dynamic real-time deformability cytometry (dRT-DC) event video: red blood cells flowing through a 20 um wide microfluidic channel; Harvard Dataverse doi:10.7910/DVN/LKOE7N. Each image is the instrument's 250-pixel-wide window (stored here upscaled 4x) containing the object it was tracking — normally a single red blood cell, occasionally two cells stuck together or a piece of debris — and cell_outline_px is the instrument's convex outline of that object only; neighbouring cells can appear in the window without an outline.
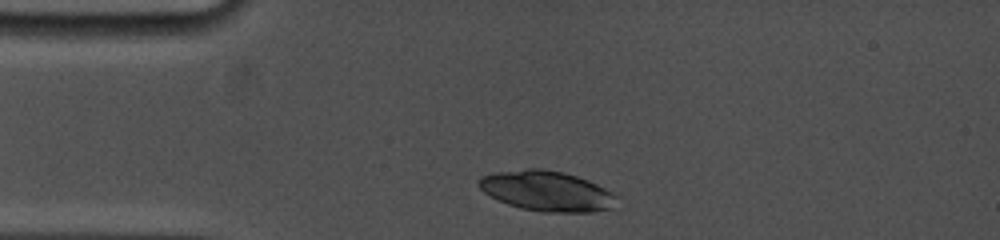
{"species": "common noctule bat (a hibernating species)", "species_latin": "Nyctalus noctula", "temperature_condition": "cold", "stored_images_in_passage": 2, "camera_frame_rate_fps": 5000, "um_per_image_px": 0.085, "animal": {"sex": "female", "body_mass_g": 19.0, "forearm_length_mm": 53.3}, "frame": {"image": 1, "passage_image": 1, "time_ms": 0.0, "image_size_px": [1000, 240], "cell_outline_px": [[620, 192], [612, 208], [592, 212], [544, 212], [520, 208], [508, 204], [484, 192], [476, 184], [476, 180], [480, 176], [496, 172], [528, 168], [544, 168], [564, 172], [588, 180]], "centroid_in_image_um": [46.53, 16.22], "position_along_channel_um": 38.5, "area_um2": 32.83}}